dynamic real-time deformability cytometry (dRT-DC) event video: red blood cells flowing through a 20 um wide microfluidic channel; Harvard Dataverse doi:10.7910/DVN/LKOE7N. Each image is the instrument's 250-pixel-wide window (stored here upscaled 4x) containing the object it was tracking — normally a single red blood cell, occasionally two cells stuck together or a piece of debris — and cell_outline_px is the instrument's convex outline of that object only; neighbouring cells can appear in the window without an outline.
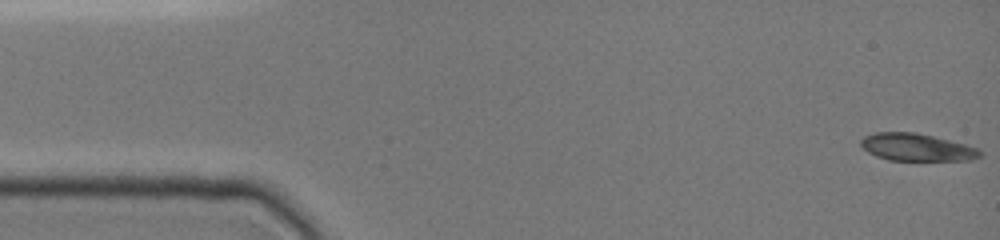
{"species": "common noctule bat (a hibernating species)", "species_latin": "Nyctalus noctula", "temperature_condition": "cold", "stored_images_in_passage": 14, "camera_frame_rate_fps": 3000, "um_per_image_px": 0.085, "animal": {"sex": "female", "body_mass_g": 19.0, "forearm_length_mm": 51.5}, "frame": {"image": 1, "passage_image": 1, "time_ms": 0.0, "image_size_px": [1000, 240], "cell_outline_px": [[980, 156], [968, 160], [888, 160], [876, 156], [868, 152], [860, 144], [860, 140], [864, 136], [876, 132], [916, 132], [980, 148]], "centroid_in_image_um": [77.88, 12.51], "position_along_channel_um": 7.1, "area_um2": 18.84}}
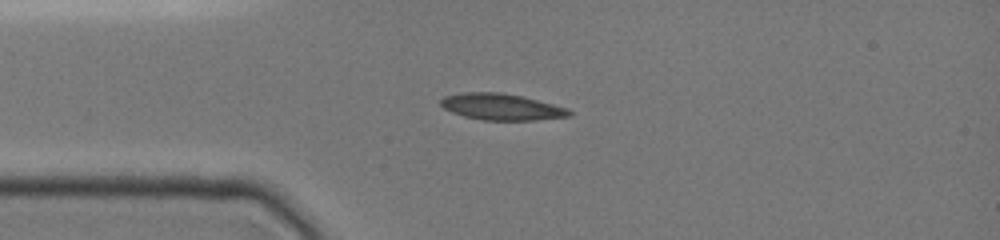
{"frame": {"image": 2, "passage_image": 12, "time_ms": 3.667, "image_size_px": [1000, 240], "cell_outline_px": [[572, 116], [536, 120], [484, 120], [464, 116], [452, 112], [444, 108], [440, 104], [440, 100], [444, 96], [460, 92], [500, 92], [520, 96], [568, 108], [572, 112]], "centroid_in_image_um": [42.61, 9.08], "position_along_channel_um": 42.4, "area_um2": 19.71}}
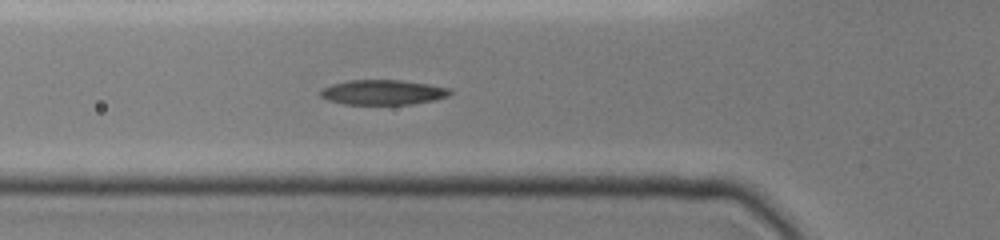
{"frame": {"image": 3, "passage_image": 14, "time_ms": 5.333, "image_size_px": [1000, 240], "cell_outline_px": [[452, 92], [448, 96], [436, 100], [412, 104], [344, 104], [328, 100], [320, 96], [320, 92], [324, 88], [332, 84], [348, 80], [400, 80], [428, 84], [452, 88]], "centroid_in_image_um": [32.59, 7.84], "position_along_channel_um": 93.2, "area_um2": 18.84}}